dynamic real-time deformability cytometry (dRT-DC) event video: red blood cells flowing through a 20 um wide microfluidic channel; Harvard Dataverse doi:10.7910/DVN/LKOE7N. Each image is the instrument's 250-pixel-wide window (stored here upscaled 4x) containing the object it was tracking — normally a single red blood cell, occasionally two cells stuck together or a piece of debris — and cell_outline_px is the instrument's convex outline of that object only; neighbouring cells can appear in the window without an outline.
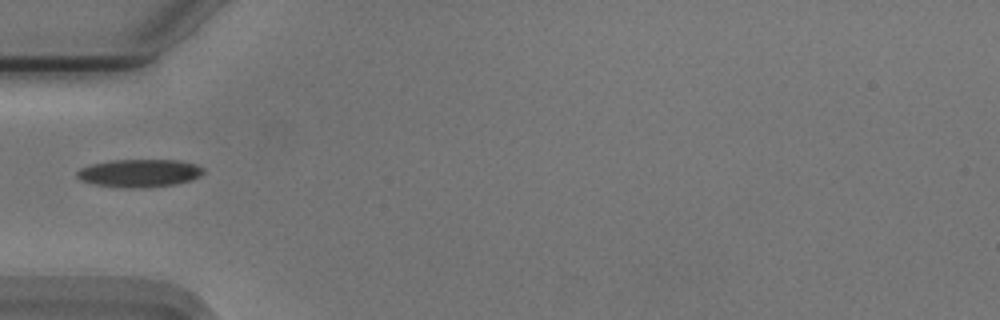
{"species": "Egyptian fruit bat (a non-hibernating species)", "species_latin": "Rousettus aegyptiacus", "temperature_condition": "cold", "stored_images_in_passage": 38, "camera_frame_rate_fps": 3000, "um_per_image_px": 0.085, "animal": {"sex": "male"}, "frame": {"image": 1, "passage_image": 1, "time_ms": 0.0, "image_size_px": [1000, 320], "cell_outline_px": [[204, 172], [200, 176], [192, 180], [176, 184], [148, 188], [128, 188], [96, 184], [80, 180], [76, 176], [76, 172], [80, 168], [92, 164], [112, 160], [180, 160], [196, 164], [204, 168]], "centroid_in_image_um": [11.88, 14.72], "position_along_channel_um": 73.1, "area_um2": 20.69}}
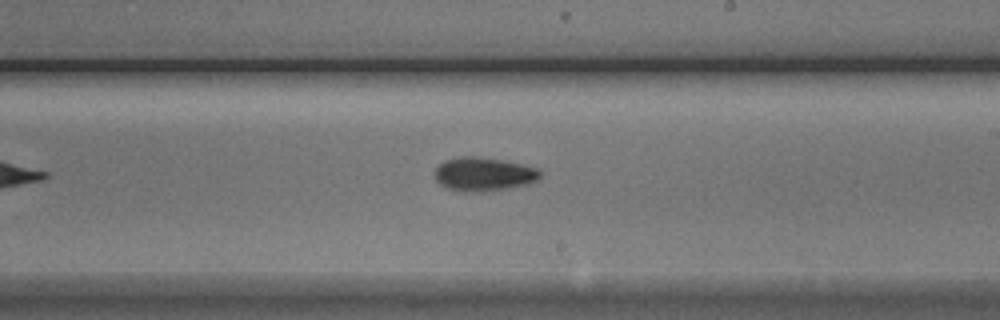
{"frame": {"image": 2, "passage_image": 15, "time_ms": 4.667, "image_size_px": [1000, 320], "cell_outline_px": [[544, 172], [536, 180], [528, 184], [508, 188], [480, 192], [460, 192], [448, 188], [440, 184], [436, 180], [432, 172], [444, 160], [460, 156], [476, 156], [504, 160], [540, 168]], "centroid_in_image_um": [41.11, 14.8], "position_along_channel_um": 247.9, "area_um2": 21.1}}
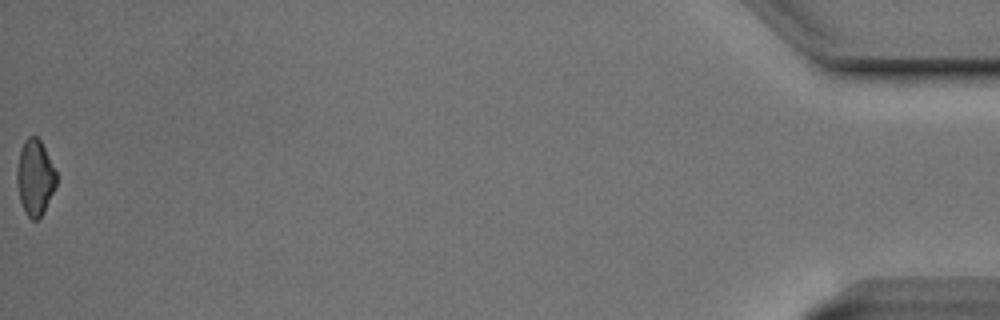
{"frame": {"image": 3, "passage_image": 38, "time_ms": 12.333, "image_size_px": [1000, 320], "cell_outline_px": [[56, 184], [44, 212], [36, 220], [32, 220], [24, 212], [20, 200], [16, 184], [16, 168], [20, 148], [24, 140], [28, 136], [36, 136], [40, 140], [56, 172]], "centroid_in_image_um": [2.94, 15.09], "position_along_channel_um": 432.3, "area_um2": 17.4}, "authors_computed_cell_mechanics": {"area_um2": 19.363, "velocity_mm_per_s": 3.7373, "shape_relaxation_time_tau1_ms": 3.5271, "shape_relaxation_time_tau2_ms": null, "deformation_change_tau1": 0.1077, "deformation_change_tau2": null}}